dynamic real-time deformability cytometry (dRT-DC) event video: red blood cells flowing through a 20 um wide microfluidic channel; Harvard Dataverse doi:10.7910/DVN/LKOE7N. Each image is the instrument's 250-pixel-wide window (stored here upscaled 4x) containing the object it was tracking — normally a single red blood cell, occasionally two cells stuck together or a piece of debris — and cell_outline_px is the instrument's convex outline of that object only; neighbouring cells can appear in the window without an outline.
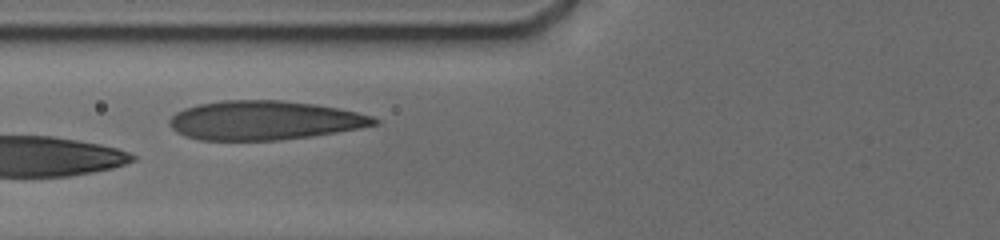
{"species": "human", "species_latin": "Homo sapiens", "temperature_condition": "cold", "stored_images_in_passage": 16, "camera_frame_rate_fps": 3000, "um_per_image_px": 0.085, "donor": {"sex": "male"}, "frame": {"image": 1, "passage_image": 5, "time_ms": 4.0, "image_size_px": [1000, 240], "cell_outline_px": [[380, 124], [360, 128], [312, 136], [280, 140], [200, 140], [184, 136], [176, 132], [168, 124], [168, 120], [176, 112], [184, 108], [196, 104], [220, 100], [280, 100], [316, 104], [356, 112], [372, 116], [380, 120]], "centroid_in_image_um": [22.44, 10.23], "position_along_channel_um": 103.4, "area_um2": 46.88}}
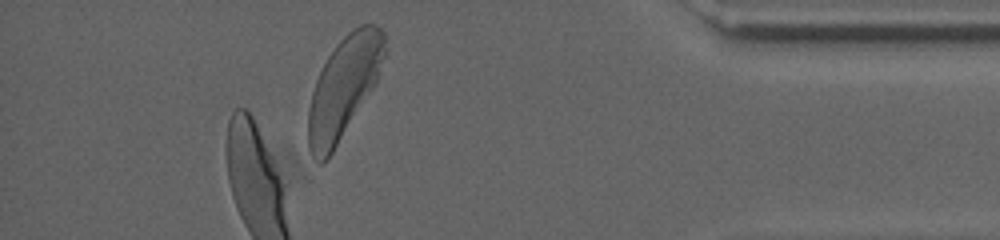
{"frame": {"image": 2, "passage_image": 14, "time_ms": 13.0, "image_size_px": [1000, 240], "cell_outline_px": [[384, 56], [376, 80], [372, 88], [332, 152], [324, 164], [320, 164], [312, 156], [308, 148], [308, 112], [312, 92], [316, 80], [328, 56], [336, 44], [352, 28], [360, 24], [376, 24], [384, 32]], "centroid_in_image_um": [29.19, 7.42], "position_along_channel_um": 406.0, "area_um2": 44.27}}